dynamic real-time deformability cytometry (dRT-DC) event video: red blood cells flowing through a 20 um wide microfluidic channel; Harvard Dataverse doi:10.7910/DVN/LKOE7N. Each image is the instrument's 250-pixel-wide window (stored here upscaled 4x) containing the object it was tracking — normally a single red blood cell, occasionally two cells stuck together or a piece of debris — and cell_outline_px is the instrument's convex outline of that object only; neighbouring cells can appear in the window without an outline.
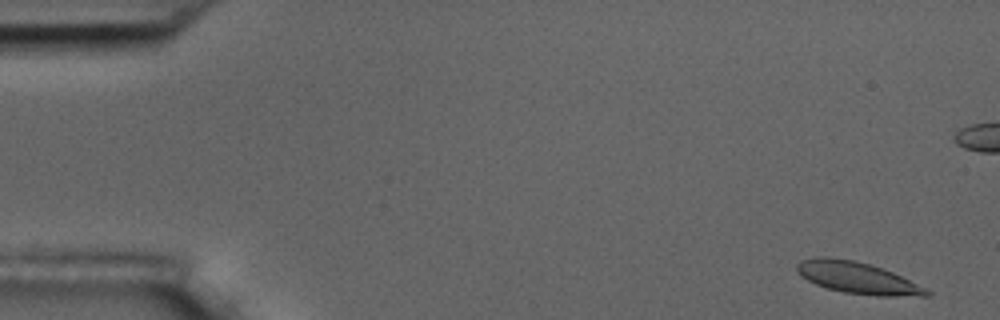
{"species": "common noctule bat (a hibernating species)", "species_latin": "Nyctalus noctula", "temperature_condition": "room temperature", "stored_images_in_passage": 6, "camera_frame_rate_fps": 3000, "um_per_image_px": 0.085, "animal": {"sex": "male", "body_mass_g": 17.5, "forearm_length_mm": 52.3}, "frame": {"image": 1, "passage_image": 1, "time_ms": 0.0, "image_size_px": [1000, 320], "cell_outline_px": [[932, 296], [876, 296], [844, 292], [828, 288], [816, 284], [800, 276], [796, 272], [796, 264], [804, 260], [816, 256], [828, 256], [852, 260], [868, 264], [892, 272], [932, 292]], "centroid_in_image_um": [72.84, 23.61], "position_along_channel_um": 12.2, "area_um2": 23.64}}
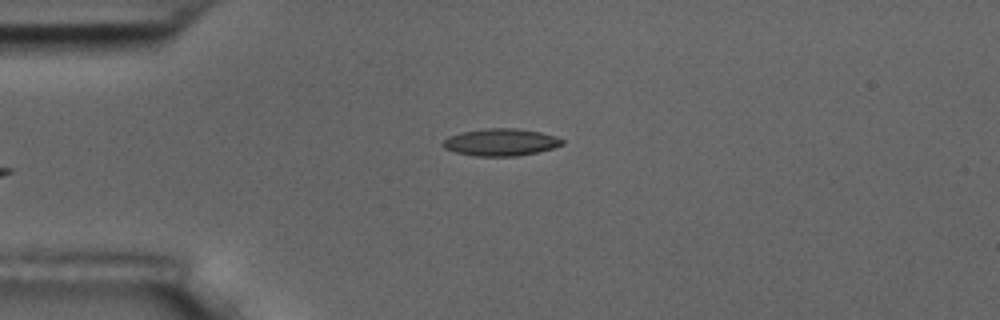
{"frame": {"image": 2, "passage_image": 6, "time_ms": 5.667, "image_size_px": [1000, 320], "cell_outline_px": [[564, 144], [552, 148], [536, 152], [516, 156], [476, 156], [456, 152], [444, 148], [440, 144], [448, 136], [460, 132], [484, 128], [516, 128], [540, 132], [556, 136], [564, 140]], "centroid_in_image_um": [42.54, 12.08], "position_along_channel_um": 42.5, "area_um2": 18.96}}